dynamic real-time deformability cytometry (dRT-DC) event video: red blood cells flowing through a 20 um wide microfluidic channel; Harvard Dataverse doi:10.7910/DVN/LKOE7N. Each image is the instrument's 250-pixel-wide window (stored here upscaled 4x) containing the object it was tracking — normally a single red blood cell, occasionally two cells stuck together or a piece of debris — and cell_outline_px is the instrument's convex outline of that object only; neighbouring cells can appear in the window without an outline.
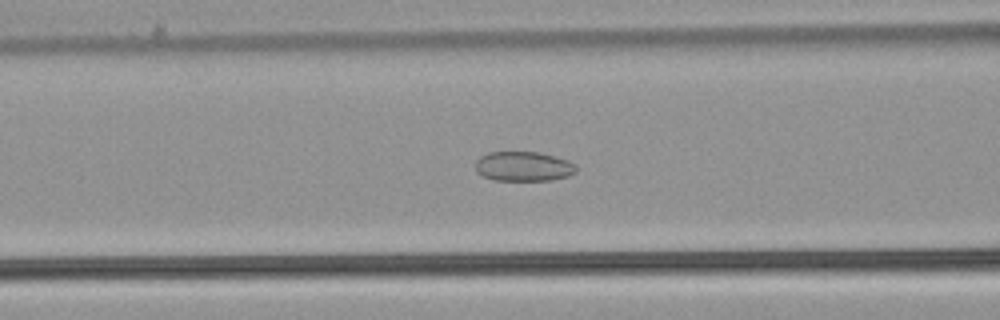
{"species": "common noctule bat (a hibernating species)", "species_latin": "Nyctalus noctula", "temperature_condition": "warm", "stored_images_in_passage": 53, "camera_frame_rate_fps": 3000, "um_per_image_px": 0.085, "animal": {"sex": "male", "body_mass_g": 21.5, "forearm_length_mm": 52.0}, "frame": {"image": 1, "passage_image": 22, "time_ms": 7.0, "image_size_px": [1000, 320], "cell_outline_px": [[576, 172], [568, 176], [552, 180], [496, 180], [484, 176], [476, 172], [476, 160], [480, 156], [488, 152], [540, 152], [568, 160], [576, 164]], "centroid_in_image_um": [44.51, 14.13], "position_along_channel_um": 122.1, "area_um2": 17.46}}
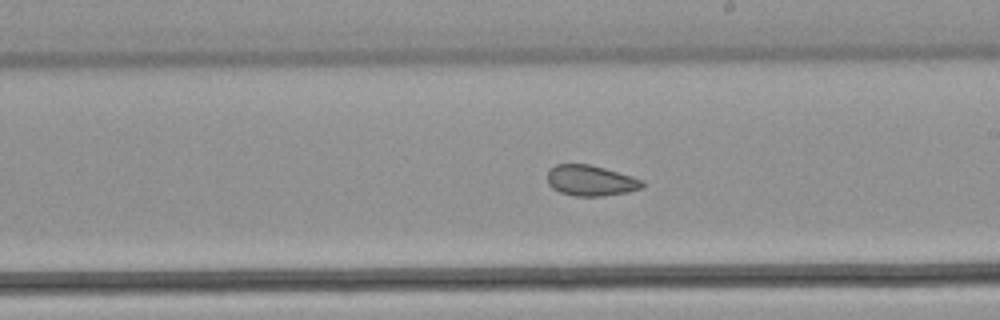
{"frame": {"image": 2, "passage_image": 31, "time_ms": 10.0, "image_size_px": [1000, 320], "cell_outline_px": [[644, 188], [628, 192], [604, 196], [576, 196], [560, 192], [552, 188], [548, 184], [548, 168], [556, 164], [588, 164], [604, 168], [632, 176], [644, 180]], "centroid_in_image_um": [50.22, 15.35], "position_along_channel_um": 238.8, "area_um2": 17.11}}
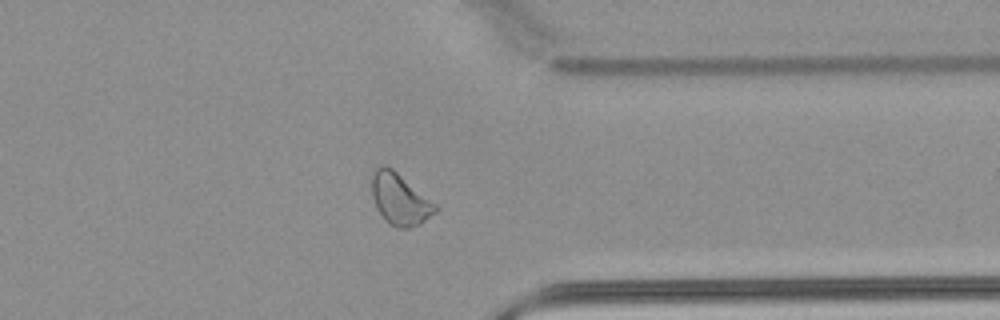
{"frame": {"image": 3, "passage_image": 42, "time_ms": 13.667, "image_size_px": [1000, 320], "cell_outline_px": [[436, 212], [420, 224], [408, 228], [396, 228], [388, 224], [376, 208], [372, 196], [372, 172], [380, 164], [384, 164], [392, 168], [436, 204]], "centroid_in_image_um": [33.95, 16.93], "position_along_channel_um": 377.4, "area_um2": 19.02}, "authors_computed_cell_mechanics": {"area_um2": 19.941, "velocity_mm_per_s": 3.9047, "shape_relaxation_time_tau1_ms": null, "shape_relaxation_time_tau2_ms": 2.4678, "deformation_change_tau1": null, "deformation_change_tau2": 0.081}}